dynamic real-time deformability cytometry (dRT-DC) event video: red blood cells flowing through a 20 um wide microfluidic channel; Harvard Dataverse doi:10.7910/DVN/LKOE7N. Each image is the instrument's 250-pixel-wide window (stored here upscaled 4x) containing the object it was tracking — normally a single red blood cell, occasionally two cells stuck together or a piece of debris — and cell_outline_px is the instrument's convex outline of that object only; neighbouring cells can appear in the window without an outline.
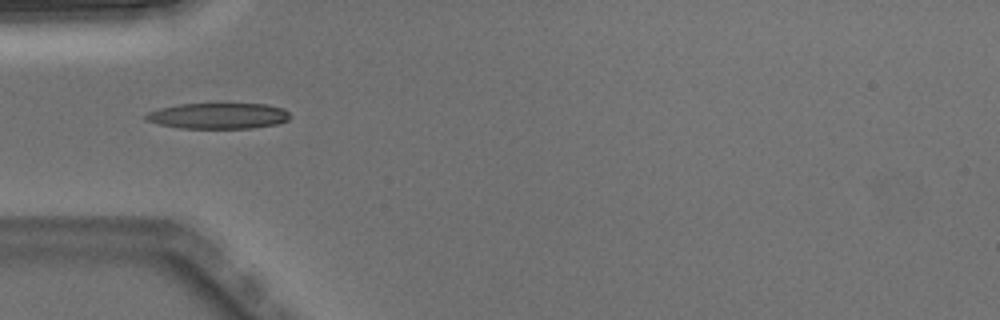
{"species": "Egyptian fruit bat (a non-hibernating species)", "species_latin": "Rousettus aegyptiacus", "temperature_condition": "warm", "stored_images_in_passage": 4, "camera_frame_rate_fps": 3000, "um_per_image_px": 0.085, "animal": {"sex": "male"}, "frame": {"image": 1, "passage_image": 4, "time_ms": 1.0, "image_size_px": [1000, 320], "cell_outline_px": [[292, 116], [288, 120], [276, 124], [252, 128], [180, 128], [160, 124], [148, 120], [144, 116], [148, 112], [160, 108], [180, 104], [220, 100], [224, 100], [268, 104], [284, 108]], "centroid_in_image_um": [18.63, 9.78], "position_along_channel_um": 66.4, "area_um2": 22.95}}